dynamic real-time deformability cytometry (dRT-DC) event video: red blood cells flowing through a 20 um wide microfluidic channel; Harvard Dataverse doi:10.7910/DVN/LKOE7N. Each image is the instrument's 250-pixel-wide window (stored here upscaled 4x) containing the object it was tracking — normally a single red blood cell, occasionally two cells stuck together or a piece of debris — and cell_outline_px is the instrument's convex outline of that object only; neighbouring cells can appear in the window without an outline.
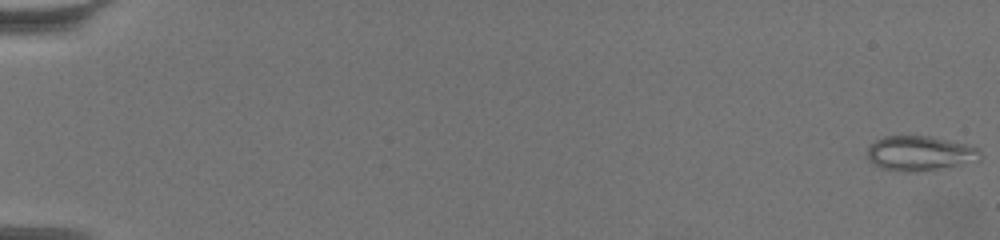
{"species": "common noctule bat (a hibernating species)", "species_latin": "Nyctalus noctula", "temperature_condition": "warm", "stored_images_in_passage": 63, "camera_frame_rate_fps": 3000, "um_per_image_px": 0.085, "animal": {"sex": "female", "body_mass_g": 19.5, "forearm_length_mm": 54.1}, "frame": {"image": 1, "passage_image": 1, "time_ms": 0.0, "image_size_px": [1000, 240], "cell_outline_px": [[984, 156], [980, 160], [916, 172], [904, 172], [880, 168], [872, 164], [868, 160], [868, 148], [876, 140], [884, 136], [932, 136], [972, 144], [980, 148]], "centroid_in_image_um": [78.24, 13.02], "position_along_channel_um": 6.8, "area_um2": 23.24}}
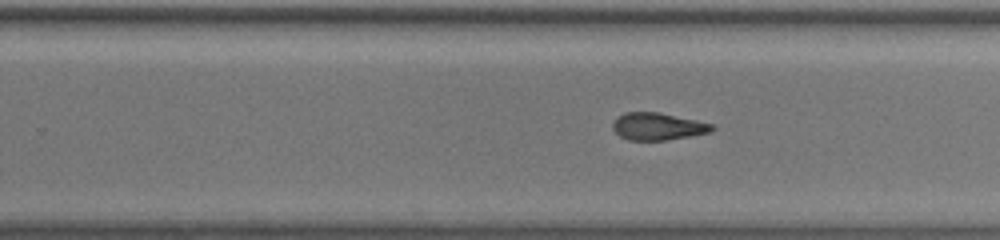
{"frame": {"image": 2, "passage_image": 42, "time_ms": 13.667, "image_size_px": [1000, 240], "cell_outline_px": [[716, 128], [712, 132], [692, 136], [664, 140], [628, 140], [620, 136], [612, 128], [612, 124], [616, 116], [624, 112], [660, 112], [696, 120], [712, 124]], "centroid_in_image_um": [55.91, 10.74], "position_along_channel_um": 273.9, "area_um2": 15.95}}
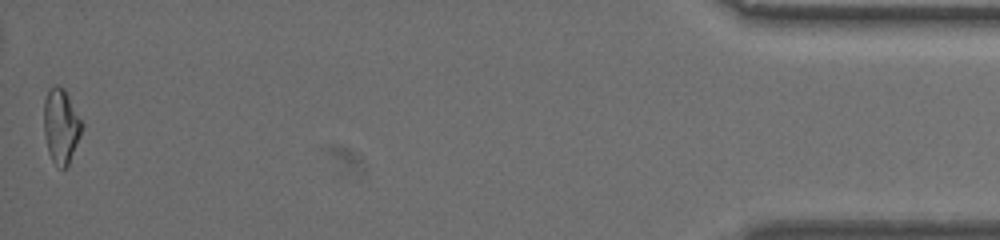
{"frame": {"image": 3, "passage_image": 63, "time_ms": 20.667, "image_size_px": [1000, 240], "cell_outline_px": [[84, 124], [80, 136], [68, 168], [56, 168], [48, 152], [44, 132], [44, 100], [48, 88], [56, 84], [64, 88]], "centroid_in_image_um": [5.19, 10.73], "position_along_channel_um": 430.0, "area_um2": 16.88}, "authors_computed_cell_mechanics": {"area_um2": 16.5886, "velocity_mm_per_s": 3.4328, "shape_relaxation_time_tau1_ms": null, "shape_relaxation_time_tau2_ms": 2.1837, "deformation_change_tau1": null, "deformation_change_tau2": 0.088}}